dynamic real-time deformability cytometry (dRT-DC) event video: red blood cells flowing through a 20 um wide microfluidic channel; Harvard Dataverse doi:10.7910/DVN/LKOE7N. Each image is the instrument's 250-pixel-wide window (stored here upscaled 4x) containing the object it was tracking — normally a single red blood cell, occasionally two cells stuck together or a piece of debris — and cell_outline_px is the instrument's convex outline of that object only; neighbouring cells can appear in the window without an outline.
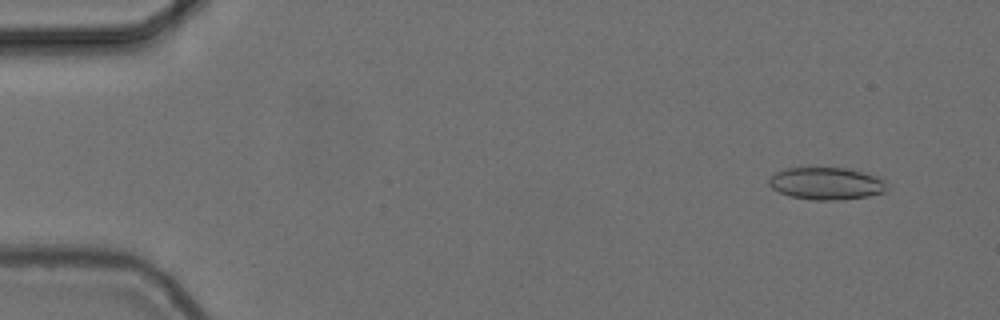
{"species": "common noctule bat (a hibernating species)", "species_latin": "Nyctalus noctula", "temperature_condition": "cold", "stored_images_in_passage": 56, "camera_frame_rate_fps": 3000, "um_per_image_px": 0.085, "animal": {"sex": "female", "body_mass_g": 24.6, "forearm_length_mm": 56.2}, "frame": {"image": 1, "passage_image": 5, "time_ms": 1.333, "image_size_px": [1000, 320], "cell_outline_px": [[892, 184], [884, 192], [868, 196], [844, 200], [812, 200], [792, 196], [780, 192], [772, 188], [768, 184], [768, 180], [776, 172], [788, 168], [848, 168], [876, 176]], "centroid_in_image_um": [70.3, 15.6], "position_along_channel_um": 14.7, "area_um2": 22.31}}
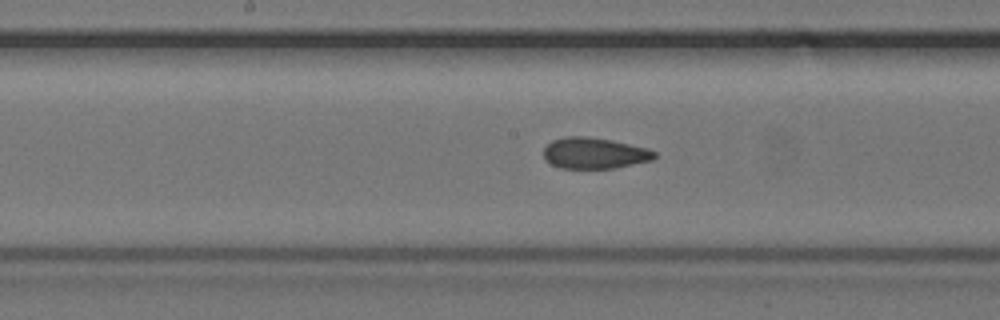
{"frame": {"image": 2, "passage_image": 29, "time_ms": 9.333, "image_size_px": [1000, 320], "cell_outline_px": [[656, 156], [652, 160], [616, 168], [560, 168], [544, 160], [544, 148], [552, 140], [564, 136], [588, 136], [612, 140], [648, 148], [656, 152]], "centroid_in_image_um": [50.52, 13.01], "position_along_channel_um": 197.7, "area_um2": 20.23}}
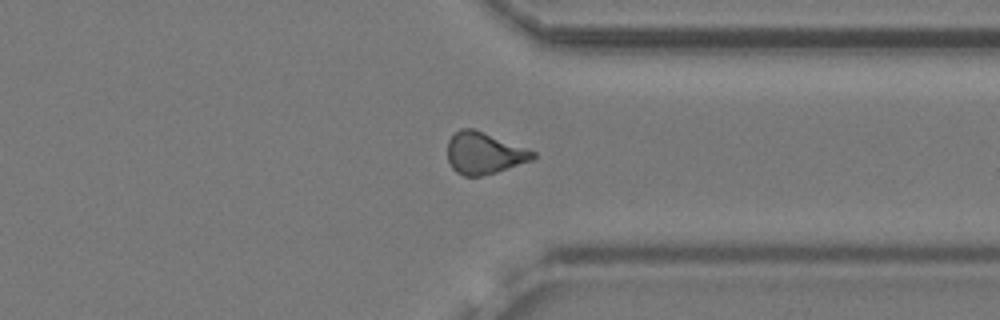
{"frame": {"image": 3, "passage_image": 43, "time_ms": 14.0, "image_size_px": [1000, 320], "cell_outline_px": [[536, 156], [532, 160], [496, 172], [480, 176], [464, 176], [456, 172], [452, 168], [448, 160], [448, 140], [460, 128], [472, 128], [536, 152]], "centroid_in_image_um": [41.12, 13.03], "position_along_channel_um": 370.3, "area_um2": 20.46}, "authors_computed_cell_mechanics": {"area_um2": 20.4034, "velocity_mm_per_s": 3.7262, "shape_relaxation_time_tau1_ms": null, "shape_relaxation_time_tau2_ms": 2.4558, "deformation_change_tau1": null, "deformation_change_tau2": 0.0891}}